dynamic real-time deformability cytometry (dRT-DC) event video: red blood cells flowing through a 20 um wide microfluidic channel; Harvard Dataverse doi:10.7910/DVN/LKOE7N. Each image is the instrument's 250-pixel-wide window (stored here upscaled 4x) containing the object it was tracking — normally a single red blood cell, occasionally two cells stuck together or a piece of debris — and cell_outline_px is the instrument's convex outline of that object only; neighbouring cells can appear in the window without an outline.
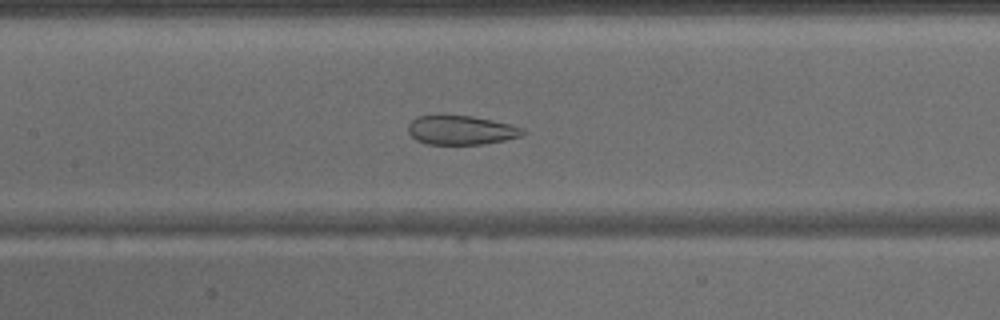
{"species": "common noctule bat (a hibernating species)", "species_latin": "Nyctalus noctula", "temperature_condition": "warm", "stored_images_in_passage": 39, "camera_frame_rate_fps": 3000, "um_per_image_px": 0.085, "animal": {"sex": "male", "body_mass_g": 15.6}, "frame": {"image": 1, "passage_image": 20, "time_ms": 6.333, "image_size_px": [1000, 320], "cell_outline_px": [[524, 132], [520, 136], [504, 140], [484, 144], [424, 144], [416, 140], [408, 132], [408, 124], [416, 116], [472, 116], [492, 120], [524, 128]], "centroid_in_image_um": [39.16, 11.07], "position_along_channel_um": 168.2, "area_um2": 19.25}}
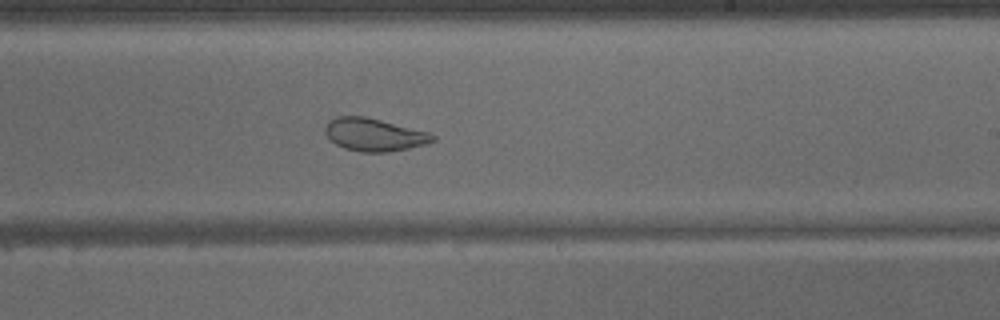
{"frame": {"image": 2, "passage_image": 26, "time_ms": 8.333, "image_size_px": [1000, 320], "cell_outline_px": [[436, 140], [428, 144], [388, 152], [360, 152], [344, 148], [336, 144], [324, 132], [324, 128], [336, 116], [364, 116], [428, 132], [436, 136]], "centroid_in_image_um": [31.83, 11.46], "position_along_channel_um": 257.2, "area_um2": 20.35}}
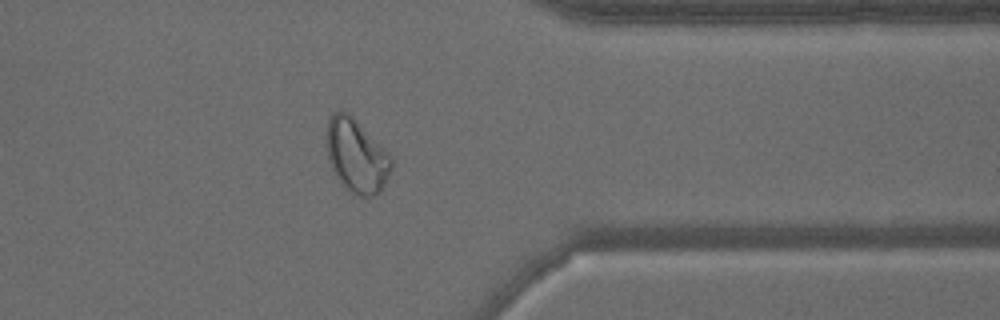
{"frame": {"image": 3, "passage_image": 35, "time_ms": 11.333, "image_size_px": [1000, 320], "cell_outline_px": [[392, 168], [380, 192], [372, 196], [360, 196], [344, 188], [336, 176], [328, 160], [328, 120], [332, 112], [340, 108], [348, 112], [392, 156]], "centroid_in_image_um": [30.31, 13.23], "position_along_channel_um": 381.1, "area_um2": 27.57}}